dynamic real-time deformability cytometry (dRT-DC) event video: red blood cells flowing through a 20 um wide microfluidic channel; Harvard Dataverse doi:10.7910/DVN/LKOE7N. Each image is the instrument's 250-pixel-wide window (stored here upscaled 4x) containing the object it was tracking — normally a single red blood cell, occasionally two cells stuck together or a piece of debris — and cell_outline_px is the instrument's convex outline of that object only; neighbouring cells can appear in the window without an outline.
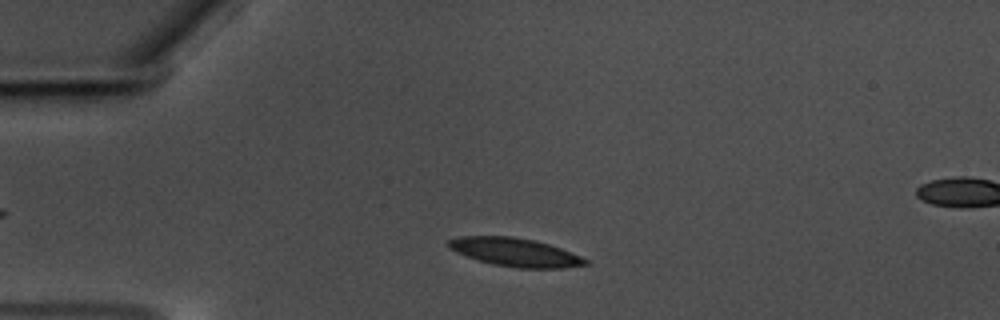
{"species": "common noctule bat (a hibernating species)", "species_latin": "Nyctalus noctula", "temperature_condition": "warm", "stored_images_in_passage": 52, "camera_frame_rate_fps": 3000, "um_per_image_px": 0.085, "animal": {"sex": "male", "body_mass_g": 17.5, "forearm_length_mm": 52.3}, "frame": {"image": 1, "passage_image": 8, "time_ms": 2.333, "image_size_px": [1000, 320], "cell_outline_px": [[592, 264], [564, 268], [516, 268], [492, 264], [456, 252], [448, 248], [448, 240], [460, 236], [512, 236], [532, 240], [548, 244], [560, 248], [580, 256], [588, 260]], "centroid_in_image_um": [43.81, 21.44], "position_along_channel_um": 41.2, "area_um2": 22.54}}
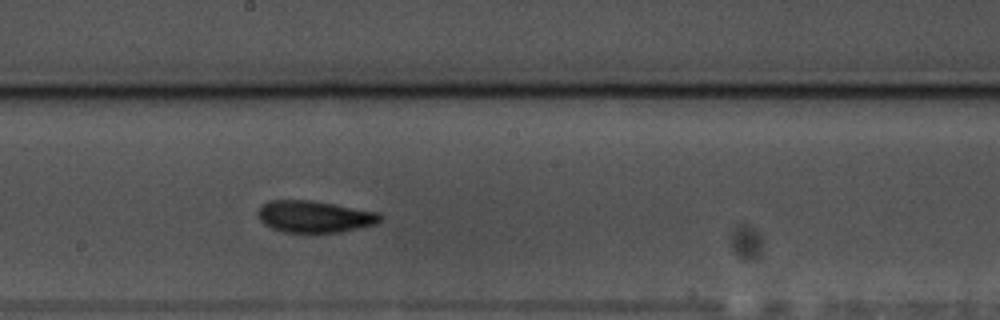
{"frame": {"image": 2, "passage_image": 26, "time_ms": 8.333, "image_size_px": [1000, 320], "cell_outline_px": [[380, 220], [376, 224], [360, 228], [340, 232], [316, 236], [284, 232], [272, 228], [264, 224], [260, 220], [256, 212], [260, 204], [268, 200], [308, 200], [332, 204], [376, 212], [380, 216]], "centroid_in_image_um": [26.65, 18.46], "position_along_channel_um": 221.6, "area_um2": 23.29}}
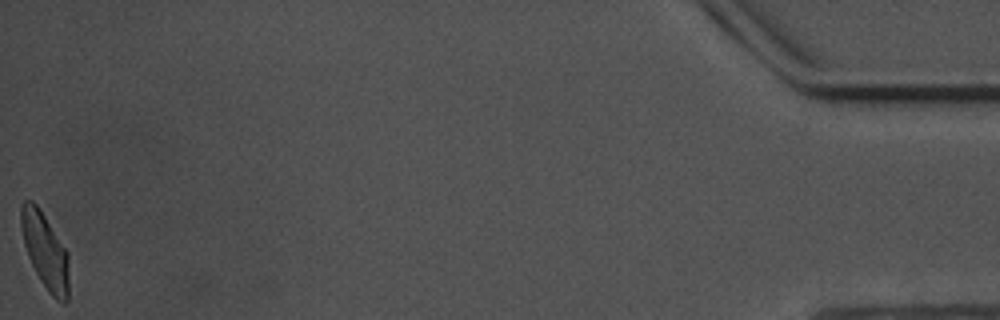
{"frame": {"image": 3, "passage_image": 52, "time_ms": 17.0, "image_size_px": [1000, 320], "cell_outline_px": [[68, 300], [64, 304], [56, 300], [48, 292], [40, 280], [28, 256], [24, 244], [20, 228], [20, 204], [24, 200], [32, 200], [36, 204], [68, 252]], "centroid_in_image_um": [3.82, 21.33], "position_along_channel_um": 431.4, "area_um2": 21.15}, "authors_computed_cell_mechanics": {"area_um2": 22.1085, "velocity_mm_per_s": 3.5268, "shape_relaxation_time_tau1_ms": 3.9011, "shape_relaxation_time_tau2_ms": 4.2961, "deformation_change_tau1": 0.1175, "deformation_change_tau2": 0.0972}}